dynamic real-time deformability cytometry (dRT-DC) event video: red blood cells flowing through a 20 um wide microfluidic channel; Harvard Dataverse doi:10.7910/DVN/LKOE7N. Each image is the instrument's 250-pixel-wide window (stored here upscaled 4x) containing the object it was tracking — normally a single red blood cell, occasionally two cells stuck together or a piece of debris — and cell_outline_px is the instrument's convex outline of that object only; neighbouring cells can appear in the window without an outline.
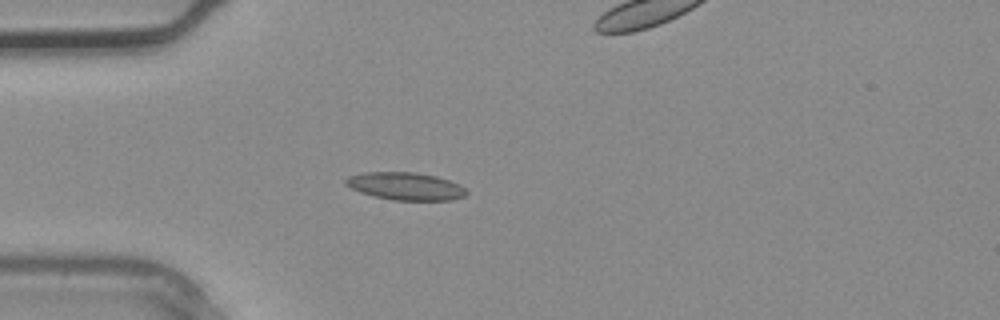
{"species": "common noctule bat (a hibernating species)", "species_latin": "Nyctalus noctula", "temperature_condition": "warm", "stored_images_in_passage": 3, "camera_frame_rate_fps": 3000, "um_per_image_px": 0.085, "animal": {"sex": "male", "body_mass_g": 20.4}, "frame": {"image": 1, "passage_image": 3, "time_ms": 0.667, "image_size_px": [1000, 320], "cell_outline_px": [[468, 192], [464, 196], [452, 200], [392, 200], [360, 192], [344, 184], [344, 180], [348, 176], [364, 172], [412, 172], [436, 176], [460, 184]], "centroid_in_image_um": [34.46, 15.82], "position_along_channel_um": 50.5, "area_um2": 19.36}}